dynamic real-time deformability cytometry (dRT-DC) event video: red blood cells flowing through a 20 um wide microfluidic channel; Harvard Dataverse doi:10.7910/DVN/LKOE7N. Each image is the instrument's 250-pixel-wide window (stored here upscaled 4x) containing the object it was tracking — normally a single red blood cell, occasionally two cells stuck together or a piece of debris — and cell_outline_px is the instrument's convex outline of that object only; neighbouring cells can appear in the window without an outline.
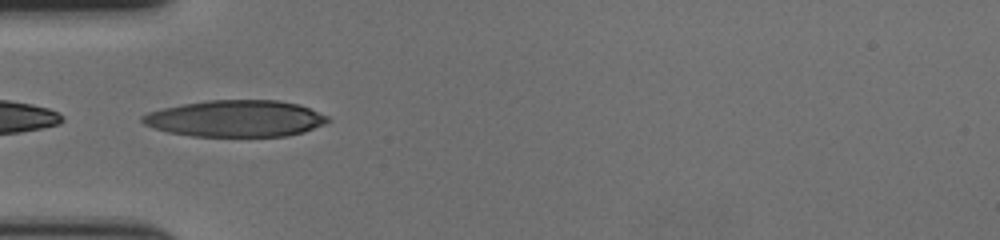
{"species": "human", "species_latin": "Homo sapiens", "temperature_condition": "cold", "stored_images_in_passage": 40, "camera_frame_rate_fps": 3000, "um_per_image_px": 0.085, "donor": {"sex": "female"}, "frame": {"image": 1, "passage_image": 1, "time_ms": 0.0, "image_size_px": [1000, 240], "cell_outline_px": [[332, 120], [324, 124], [304, 132], [288, 136], [248, 140], [192, 136], [168, 132], [144, 124], [140, 120], [140, 116], [148, 112], [164, 108], [184, 104], [208, 100], [276, 100], [300, 104], [328, 116]], "centroid_in_image_um": [20.07, 10.13], "position_along_channel_um": 64.9, "area_um2": 40.92}}
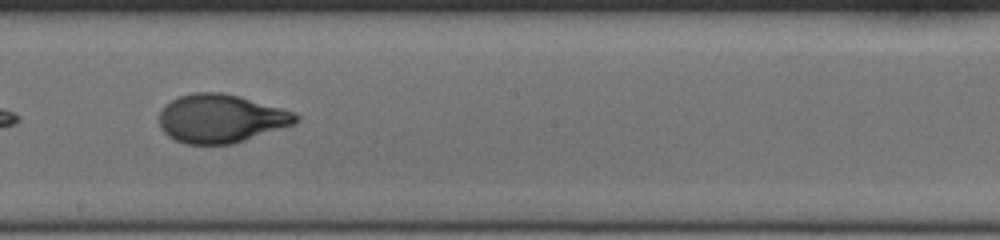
{"frame": {"image": 2, "passage_image": 15, "time_ms": 4.667, "image_size_px": [1000, 240], "cell_outline_px": [[300, 120], [296, 124], [232, 144], [184, 144], [168, 136], [160, 128], [160, 112], [164, 104], [180, 96], [192, 92], [220, 92], [240, 96], [280, 108], [292, 112], [300, 116]], "centroid_in_image_um": [18.77, 10.08], "position_along_channel_um": 229.4, "area_um2": 38.61}}
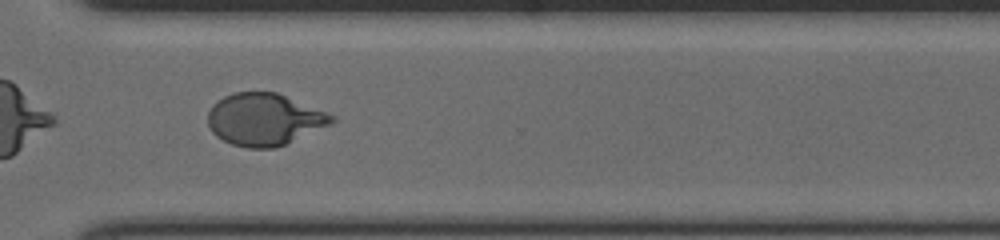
{"frame": {"image": 3, "passage_image": 25, "time_ms": 8.0, "image_size_px": [1000, 240], "cell_outline_px": [[336, 120], [332, 124], [276, 148], [248, 148], [232, 144], [216, 136], [212, 132], [208, 124], [208, 112], [212, 104], [224, 96], [232, 92], [276, 92], [328, 112], [336, 116]], "centroid_in_image_um": [22.48, 10.14], "position_along_channel_um": 348.1, "area_um2": 37.74}, "authors_computed_cell_mechanics": {"area_um2": 38.4081, "velocity_mm_per_s": 3.554, "shape_relaxation_time_tau1_ms": 4.5219, "shape_relaxation_time_tau2_ms": null, "deformation_change_tau1": 0.2396, "deformation_change_tau2": null}}